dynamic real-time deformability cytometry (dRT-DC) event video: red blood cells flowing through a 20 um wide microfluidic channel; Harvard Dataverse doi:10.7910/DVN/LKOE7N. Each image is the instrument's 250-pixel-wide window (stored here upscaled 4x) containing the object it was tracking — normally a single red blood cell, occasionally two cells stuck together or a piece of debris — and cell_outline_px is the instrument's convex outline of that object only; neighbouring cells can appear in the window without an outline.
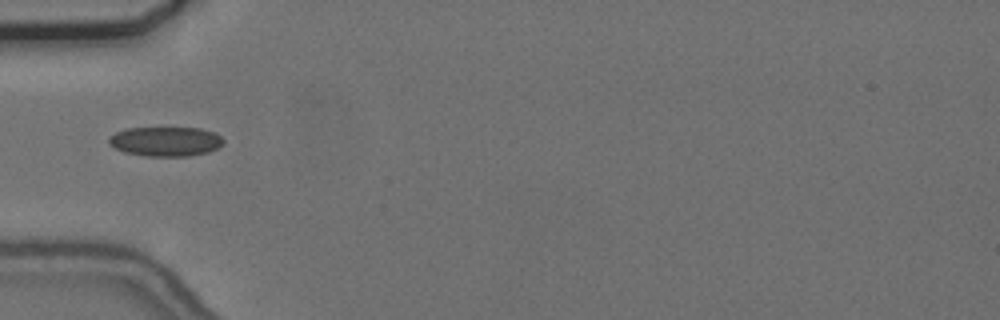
{"species": "common noctule bat (a hibernating species)", "species_latin": "Nyctalus noctula", "temperature_condition": "cold", "stored_images_in_passage": 4, "camera_frame_rate_fps": 3000, "um_per_image_px": 0.085, "animal": {"sex": "female", "body_mass_g": 24.6, "forearm_length_mm": 56.2}, "frame": {"image": 1, "passage_image": 1, "time_ms": 0.0, "image_size_px": [1000, 320], "cell_outline_px": [[224, 144], [208, 152], [188, 156], [148, 156], [124, 152], [108, 144], [108, 136], [124, 128], [200, 128], [216, 132], [224, 140]], "centroid_in_image_um": [14.07, 12.01], "position_along_channel_um": 70.9, "area_um2": 19.83}}